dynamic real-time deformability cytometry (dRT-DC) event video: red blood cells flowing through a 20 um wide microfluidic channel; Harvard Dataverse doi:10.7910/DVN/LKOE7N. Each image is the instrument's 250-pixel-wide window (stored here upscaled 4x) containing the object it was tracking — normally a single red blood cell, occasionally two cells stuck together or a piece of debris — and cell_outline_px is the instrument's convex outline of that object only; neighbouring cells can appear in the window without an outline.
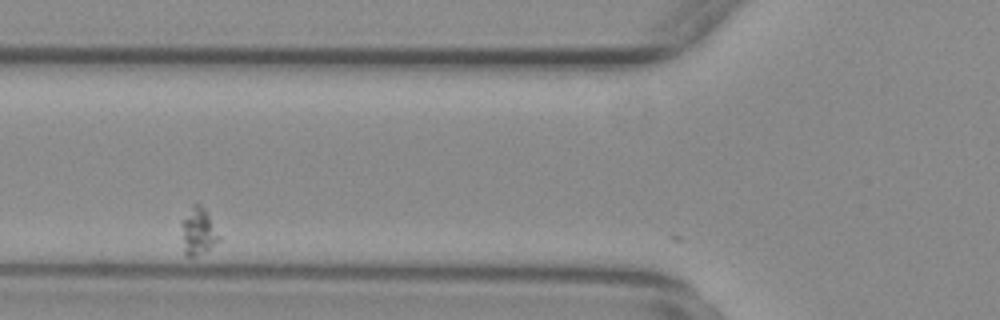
{"species": "common noctule bat (a hibernating species)", "species_latin": "Nyctalus noctula", "temperature_condition": "warm", "stored_images_in_passage": 20, "camera_frame_rate_fps": 3000, "um_per_image_px": 0.085, "animal": {"sex": "female", "body_mass_g": 29.2, "forearm_length_mm": 56.3}, "frame": {"image": 1, "passage_image": 2, "time_ms": 0.333, "image_size_px": [1000, 320], "cell_outline_px": [[220, 240], [204, 252], [192, 256], [188, 256], [184, 252], [180, 224], [192, 204], [200, 204], [204, 208], [220, 236]], "centroid_in_image_um": [16.83, 19.66], "position_along_channel_um": 109.0, "area_um2": 10.12}}
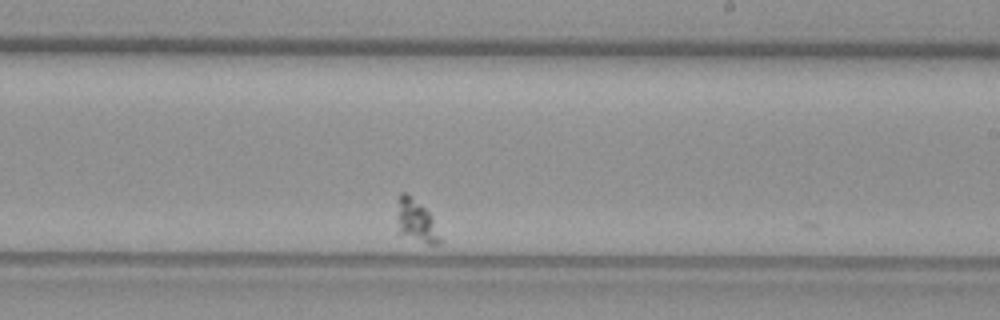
{"frame": {"image": 2, "passage_image": 17, "time_ms": 5.333, "image_size_px": [1000, 320], "cell_outline_px": [[444, 244], [428, 244], [396, 236], [396, 200], [400, 192], [408, 192], [432, 216], [444, 240]], "centroid_in_image_um": [35.33, 18.83], "position_along_channel_um": 253.7, "area_um2": 11.79}}